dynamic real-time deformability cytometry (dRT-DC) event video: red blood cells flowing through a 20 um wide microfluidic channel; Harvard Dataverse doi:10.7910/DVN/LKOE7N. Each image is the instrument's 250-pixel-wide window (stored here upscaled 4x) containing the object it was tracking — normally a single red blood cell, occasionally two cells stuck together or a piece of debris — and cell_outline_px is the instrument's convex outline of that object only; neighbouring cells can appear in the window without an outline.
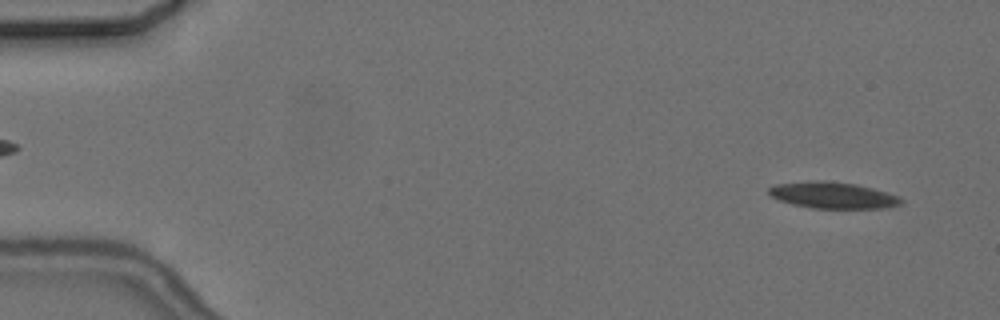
{"species": "common noctule bat (a hibernating species)", "species_latin": "Nyctalus noctula", "temperature_condition": "cold", "stored_images_in_passage": 5, "camera_frame_rate_fps": 3000, "um_per_image_px": 0.085, "animal": {"sex": "female", "body_mass_g": 24.6, "forearm_length_mm": 56.2}, "frame": {"image": 1, "passage_image": 5, "time_ms": 5.333, "image_size_px": [1000, 320], "cell_outline_px": [[904, 204], [888, 208], [812, 208], [792, 204], [780, 200], [772, 196], [768, 192], [768, 188], [776, 184], [812, 180], [824, 180], [856, 184], [872, 188], [900, 196], [904, 200]], "centroid_in_image_um": [70.84, 16.59], "position_along_channel_um": 14.2, "area_um2": 20.52}}